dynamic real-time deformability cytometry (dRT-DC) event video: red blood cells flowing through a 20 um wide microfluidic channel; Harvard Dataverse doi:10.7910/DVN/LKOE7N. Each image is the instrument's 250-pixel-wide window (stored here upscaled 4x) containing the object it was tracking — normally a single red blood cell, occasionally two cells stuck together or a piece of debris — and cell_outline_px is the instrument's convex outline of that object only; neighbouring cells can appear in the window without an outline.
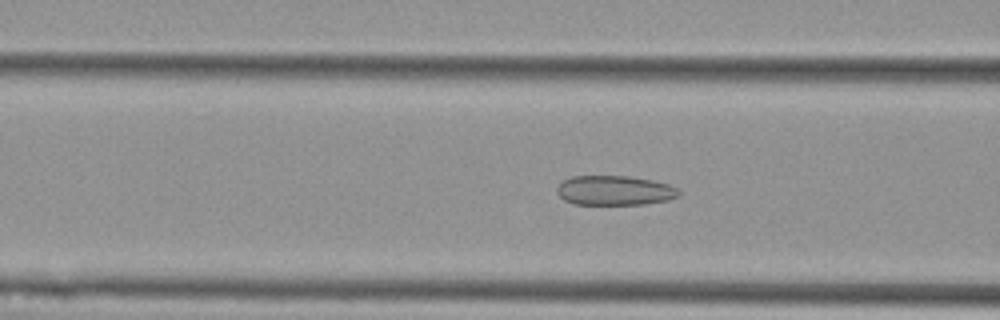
{"species": "Egyptian fruit bat (a non-hibernating species)", "species_latin": "Rousettus aegyptiacus", "temperature_condition": "cold", "stored_images_in_passage": 46, "camera_frame_rate_fps": 3000, "um_per_image_px": 0.085, "animal": {"sex": "female"}, "frame": {"image": 1, "passage_image": 12, "time_ms": 3.667, "image_size_px": [1000, 320], "cell_outline_px": [[680, 196], [668, 200], [644, 204], [572, 204], [564, 200], [556, 192], [556, 188], [564, 180], [572, 176], [628, 176], [652, 180], [668, 184], [680, 188]], "centroid_in_image_um": [52.27, 16.19], "position_along_channel_um": 114.3, "area_um2": 21.15}}
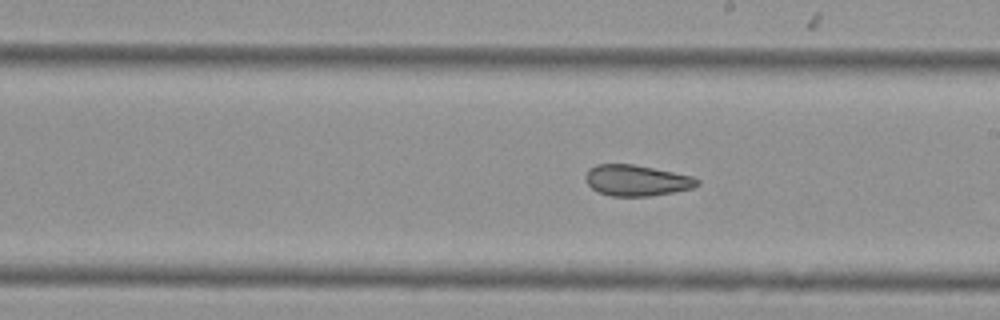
{"frame": {"image": 2, "passage_image": 22, "time_ms": 7.0, "image_size_px": [1000, 320], "cell_outline_px": [[700, 184], [692, 188], [672, 192], [648, 196], [612, 196], [600, 192], [592, 188], [588, 184], [584, 176], [588, 168], [596, 164], [632, 164], [692, 176], [700, 180]], "centroid_in_image_um": [54.09, 15.33], "position_along_channel_um": 234.9, "area_um2": 20.0}}
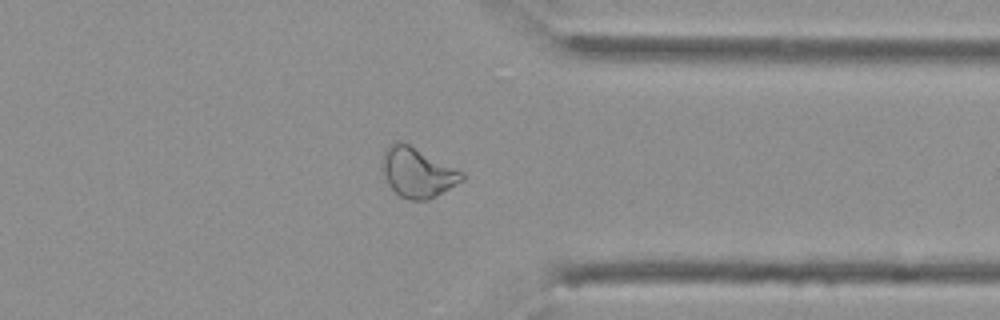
{"frame": {"image": 3, "passage_image": 34, "time_ms": 11.0, "image_size_px": [1000, 320], "cell_outline_px": [[464, 180], [436, 196], [428, 200], [412, 200], [400, 196], [388, 184], [380, 164], [384, 152], [396, 140], [408, 144], [464, 172]], "centroid_in_image_um": [35.48, 14.67], "position_along_channel_um": 375.9, "area_um2": 22.83}, "authors_computed_cell_mechanics": {"area_um2": 22.7154, "velocity_mm_per_s": 3.6277, "shape_relaxation_time_tau1_ms": null, "shape_relaxation_time_tau2_ms": 2.7027, "deformation_change_tau1": null, "deformation_change_tau2": 0.094}}